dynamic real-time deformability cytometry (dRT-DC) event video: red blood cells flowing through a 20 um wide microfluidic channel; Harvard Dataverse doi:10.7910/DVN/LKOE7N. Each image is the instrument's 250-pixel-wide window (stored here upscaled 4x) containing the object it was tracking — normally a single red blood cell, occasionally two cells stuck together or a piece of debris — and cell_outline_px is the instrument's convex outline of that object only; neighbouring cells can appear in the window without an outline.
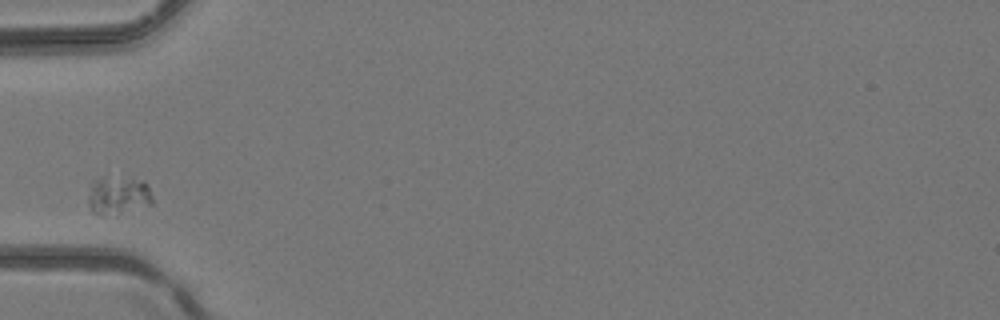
{"species": "common noctule bat (a hibernating species)", "species_latin": "Nyctalus noctula", "temperature_condition": "room temperature", "stored_images_in_passage": 28, "camera_frame_rate_fps": 3000, "um_per_image_px": 0.085, "animal": {"sex": "female", "body_mass_g": 24.6, "forearm_length_mm": 56.2}, "frame": {"image": 1, "passage_image": 1, "time_ms": 0.0, "image_size_px": [1000, 320], "cell_outline_px": [[152, 204], [116, 212], [92, 212], [88, 204], [88, 196], [92, 184], [96, 180], [144, 180], [148, 184], [152, 196]], "centroid_in_image_um": [10.09, 16.61], "position_along_channel_um": 74.9, "area_um2": 12.95}}
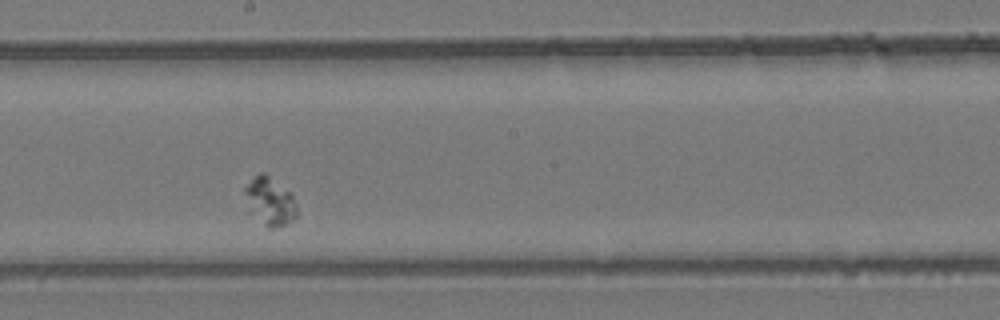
{"frame": {"image": 2, "passage_image": 11, "time_ms": 3.333, "image_size_px": [1000, 320], "cell_outline_px": [[296, 220], [288, 224], [272, 228], [268, 228], [264, 224], [244, 192], [244, 188], [260, 172], [264, 172], [292, 192], [296, 204]], "centroid_in_image_um": [23.07, 17.08], "position_along_channel_um": 225.1, "area_um2": 13.81}}
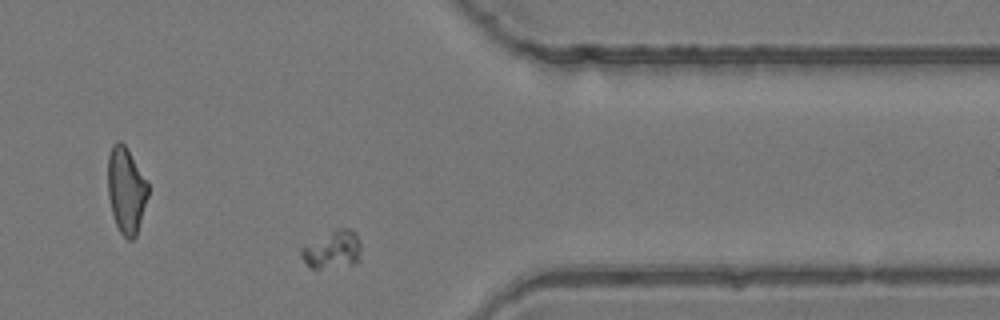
{"frame": {"image": 3, "passage_image": 22, "time_ms": 7.0, "image_size_px": [1000, 320], "cell_outline_px": [[360, 260], [352, 264], [316, 272], [308, 268], [300, 256], [300, 248], [340, 228], [348, 228], [356, 232], [360, 244]], "centroid_in_image_um": [28.24, 21.31], "position_along_channel_um": 383.2, "area_um2": 13.47}}